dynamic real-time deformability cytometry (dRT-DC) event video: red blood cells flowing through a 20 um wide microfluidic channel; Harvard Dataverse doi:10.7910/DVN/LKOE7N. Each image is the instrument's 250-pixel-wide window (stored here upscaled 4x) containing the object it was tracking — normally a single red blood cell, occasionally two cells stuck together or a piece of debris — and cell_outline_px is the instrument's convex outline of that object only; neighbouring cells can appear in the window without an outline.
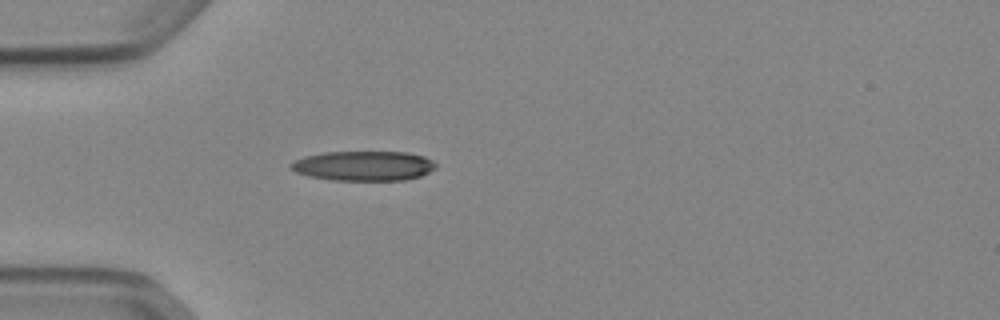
{"species": "Egyptian fruit bat (a non-hibernating species)", "species_latin": "Rousettus aegyptiacus", "temperature_condition": "cold", "stored_images_in_passage": 29, "camera_frame_rate_fps": 3000, "um_per_image_px": 0.085, "animal": {"sex": "female"}, "frame": {"image": 1, "passage_image": 1, "time_ms": 0.0, "image_size_px": [1000, 320], "cell_outline_px": [[436, 168], [420, 176], [404, 180], [332, 180], [308, 176], [296, 172], [288, 168], [288, 164], [304, 156], [324, 152], [408, 152], [424, 156], [432, 160], [436, 164]], "centroid_in_image_um": [30.88, 14.09], "position_along_channel_um": 54.1, "area_um2": 25.26}}
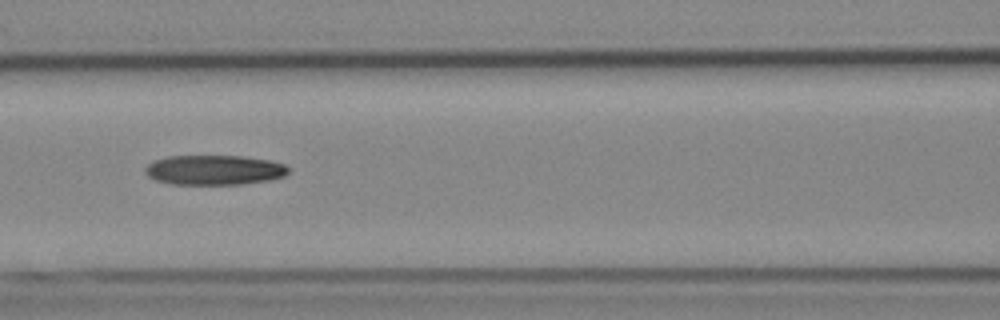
{"frame": {"image": 2, "passage_image": 9, "time_ms": 2.667, "image_size_px": [1000, 320], "cell_outline_px": [[288, 172], [284, 176], [268, 180], [244, 184], [172, 184], [156, 180], [148, 176], [144, 172], [144, 168], [148, 164], [156, 160], [168, 156], [240, 156], [272, 160], [284, 164], [288, 168]], "centroid_in_image_um": [18.21, 14.45], "position_along_channel_um": 148.4, "area_um2": 24.85}}
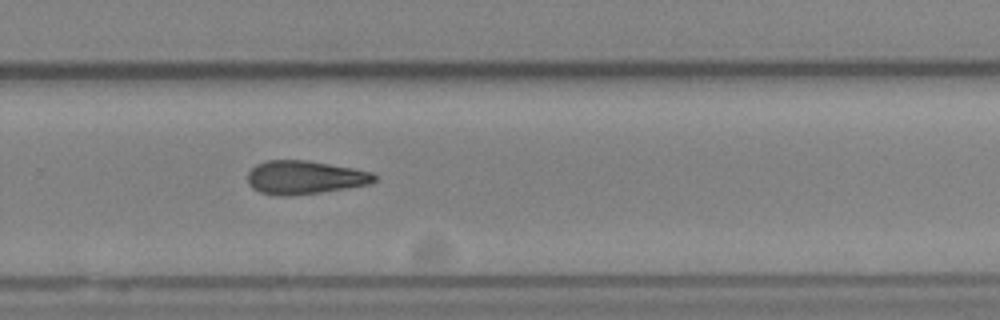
{"frame": {"image": 3, "passage_image": 21, "time_ms": 6.667, "image_size_px": [1000, 320], "cell_outline_px": [[376, 180], [372, 184], [320, 192], [288, 196], [280, 196], [260, 192], [252, 188], [248, 184], [248, 172], [256, 164], [264, 160], [308, 160], [352, 168], [372, 172], [376, 176]], "centroid_in_image_um": [25.89, 15.07], "position_along_channel_um": 303.9, "area_um2": 24.8}}